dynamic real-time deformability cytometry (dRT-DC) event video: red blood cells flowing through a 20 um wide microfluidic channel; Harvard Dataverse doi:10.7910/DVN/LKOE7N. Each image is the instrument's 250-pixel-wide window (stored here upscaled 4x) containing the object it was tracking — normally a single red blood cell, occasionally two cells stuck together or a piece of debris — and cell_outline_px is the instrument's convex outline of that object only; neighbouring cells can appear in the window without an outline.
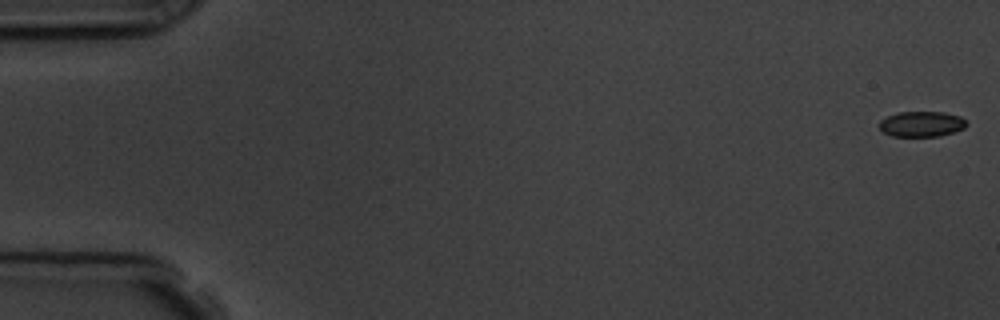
{"species": "common noctule bat (a hibernating species)", "species_latin": "Nyctalus noctula", "temperature_condition": "room temperature", "stored_images_in_passage": 8, "camera_frame_rate_fps": 3000, "um_per_image_px": 0.085, "animal": {"sex": "male", "body_mass_g": 19.5, "forearm_length_mm": 54.6}, "frame": {"image": 1, "passage_image": 1, "time_ms": 0.0, "image_size_px": [1000, 320], "cell_outline_px": [[968, 124], [964, 128], [940, 136], [892, 136], [884, 132], [880, 128], [880, 120], [896, 112], [944, 112], [960, 116]], "centroid_in_image_um": [78.34, 10.53], "position_along_channel_um": 6.7, "area_um2": 12.83}}
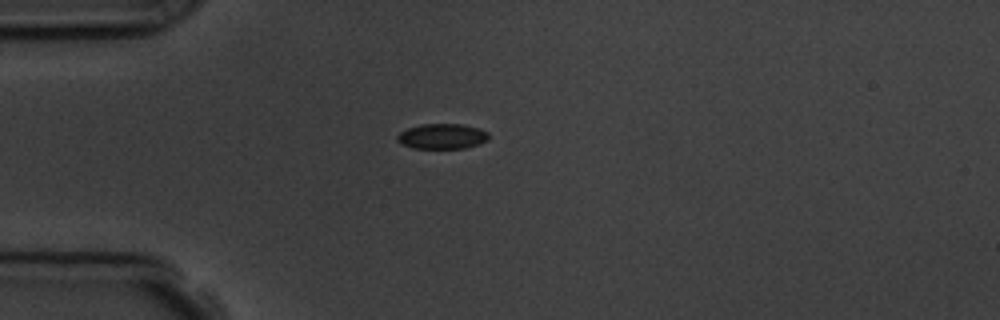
{"frame": {"image": 2, "passage_image": 5, "time_ms": 4.667, "image_size_px": [1000, 320], "cell_outline_px": [[488, 140], [480, 144], [464, 148], [412, 148], [400, 144], [396, 140], [396, 136], [400, 132], [408, 128], [420, 124], [460, 124], [476, 128], [488, 132]], "centroid_in_image_um": [37.54, 11.59], "position_along_channel_um": 47.5, "area_um2": 13.47}}